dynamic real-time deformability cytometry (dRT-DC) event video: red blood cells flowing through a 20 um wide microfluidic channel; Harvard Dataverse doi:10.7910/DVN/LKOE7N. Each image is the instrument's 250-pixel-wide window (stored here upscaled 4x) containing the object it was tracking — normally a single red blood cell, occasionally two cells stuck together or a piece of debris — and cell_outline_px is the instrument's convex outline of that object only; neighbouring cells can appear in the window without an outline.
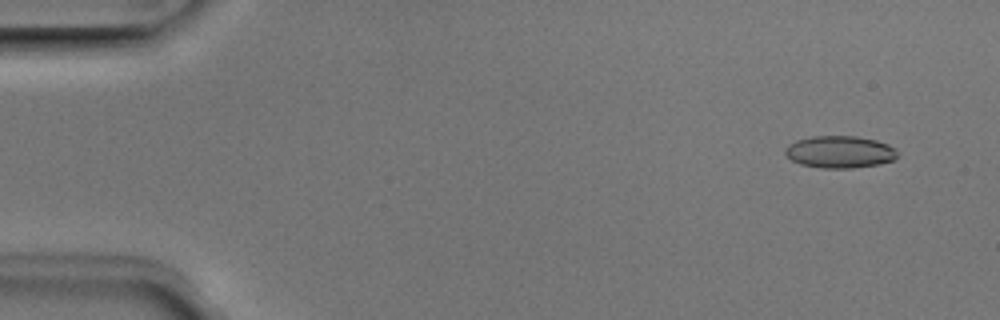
{"species": "Egyptian fruit bat (a non-hibernating species)", "species_latin": "Rousettus aegyptiacus", "temperature_condition": "room temperature", "stored_images_in_passage": 51, "camera_frame_rate_fps": 3000, "um_per_image_px": 0.085, "animal": {"sex": "male"}, "frame": {"image": 1, "passage_image": 4, "time_ms": 1.0, "image_size_px": [1000, 320], "cell_outline_px": [[900, 152], [892, 160], [880, 164], [852, 168], [820, 168], [800, 164], [792, 160], [784, 152], [784, 148], [788, 144], [796, 140], [812, 136], [856, 136], [876, 140], [888, 144], [896, 148]], "centroid_in_image_um": [71.38, 12.91], "position_along_channel_um": 13.6, "area_um2": 21.21}}
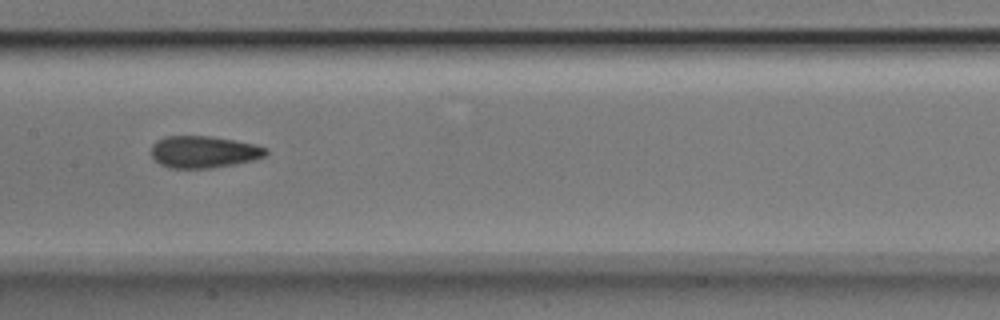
{"frame": {"image": 2, "passage_image": 26, "time_ms": 8.333, "image_size_px": [1000, 320], "cell_outline_px": [[268, 152], [264, 156], [252, 160], [212, 168], [168, 168], [160, 164], [152, 156], [152, 144], [156, 140], [164, 136], [212, 136], [236, 140], [256, 144], [268, 148]], "centroid_in_image_um": [17.31, 12.9], "position_along_channel_um": 190.1, "area_um2": 21.44}}
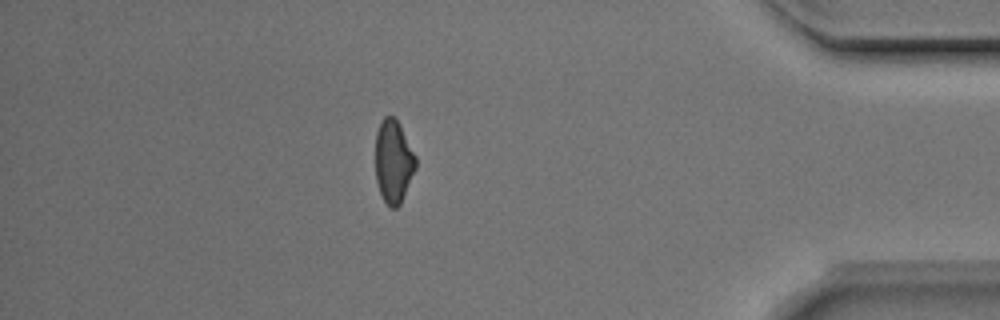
{"frame": {"image": 3, "passage_image": 45, "time_ms": 14.667, "image_size_px": [1000, 320], "cell_outline_px": [[416, 168], [400, 204], [396, 208], [392, 208], [384, 200], [380, 192], [376, 180], [376, 132], [384, 116], [392, 116], [400, 124], [416, 156]], "centroid_in_image_um": [33.45, 13.71], "position_along_channel_um": 401.8, "area_um2": 19.31}, "authors_computed_cell_mechanics": {"area_um2": 20.808, "velocity_mm_per_s": 3.9694, "shape_relaxation_time_tau1_ms": 7.2758, "shape_relaxation_time_tau2_ms": 1.7829, "deformation_change_tau1": 0.1609, "deformation_change_tau2": 0.0864}}